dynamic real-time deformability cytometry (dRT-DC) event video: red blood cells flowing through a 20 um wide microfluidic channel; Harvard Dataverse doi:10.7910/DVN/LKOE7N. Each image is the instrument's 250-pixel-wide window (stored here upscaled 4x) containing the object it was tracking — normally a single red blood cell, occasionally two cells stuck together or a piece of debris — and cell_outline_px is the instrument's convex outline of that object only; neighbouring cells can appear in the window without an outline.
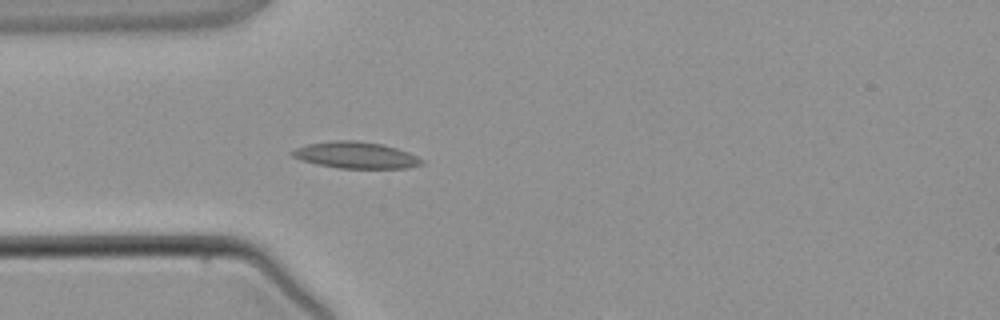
{"species": "common noctule bat (a hibernating species)", "species_latin": "Nyctalus noctula", "temperature_condition": "warm", "stored_images_in_passage": 4, "camera_frame_rate_fps": 3000, "um_per_image_px": 0.085, "animal": {"sex": "male", "body_mass_g": 21.5, "forearm_length_mm": 52.0}, "frame": {"image": 1, "passage_image": 3, "time_ms": 3.333, "image_size_px": [1000, 320], "cell_outline_px": [[424, 164], [408, 168], [336, 168], [316, 164], [300, 160], [292, 156], [288, 152], [296, 148], [308, 144], [336, 140], [356, 140], [380, 144], [396, 148], [408, 152], [424, 160]], "centroid_in_image_um": [30.22, 13.19], "position_along_channel_um": 54.8, "area_um2": 20.06}}